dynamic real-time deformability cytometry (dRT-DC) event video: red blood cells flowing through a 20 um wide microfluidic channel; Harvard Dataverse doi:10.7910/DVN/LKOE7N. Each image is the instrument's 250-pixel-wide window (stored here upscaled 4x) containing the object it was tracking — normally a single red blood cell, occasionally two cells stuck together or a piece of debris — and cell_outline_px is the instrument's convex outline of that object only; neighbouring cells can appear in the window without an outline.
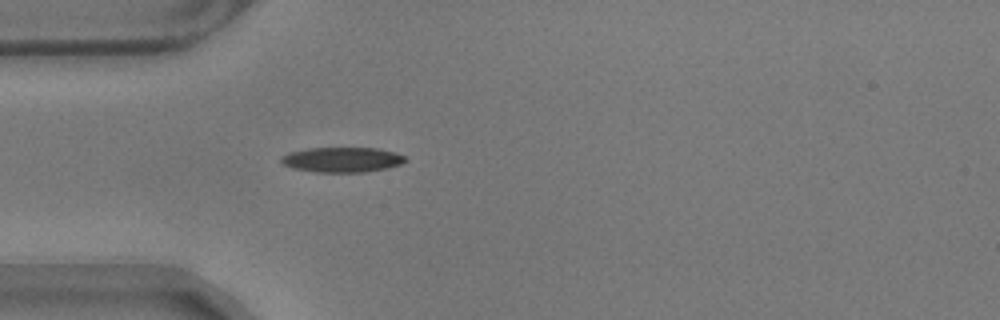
{"species": "common noctule bat (a hibernating species)", "species_latin": "Nyctalus noctula", "temperature_condition": "warm", "stored_images_in_passage": 42, "camera_frame_rate_fps": 3000, "um_per_image_px": 0.085, "animal": {"sex": "male", "body_mass_g": 17.9}, "frame": {"image": 1, "passage_image": 1, "time_ms": 0.0, "image_size_px": [1000, 320], "cell_outline_px": [[408, 160], [400, 164], [388, 168], [364, 172], [316, 172], [292, 168], [284, 164], [280, 160], [280, 156], [288, 152], [308, 148], [376, 148], [396, 152], [404, 156]], "centroid_in_image_um": [29.07, 13.57], "position_along_channel_um": 55.9, "area_um2": 18.21}}
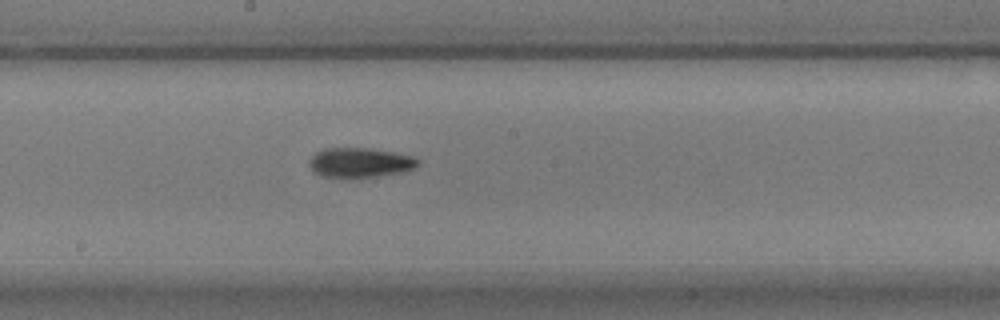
{"frame": {"image": 2, "passage_image": 15, "time_ms": 4.667, "image_size_px": [1000, 320], "cell_outline_px": [[420, 164], [416, 168], [404, 172], [348, 180], [320, 176], [312, 172], [308, 164], [308, 160], [316, 152], [324, 148], [372, 148], [396, 152], [412, 156], [420, 160]], "centroid_in_image_um": [30.58, 13.85], "position_along_channel_um": 217.6, "area_um2": 19.71}}
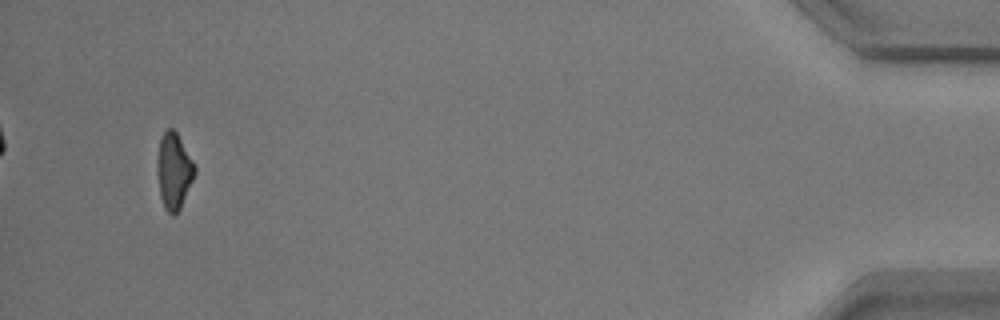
{"frame": {"image": 3, "passage_image": 39, "time_ms": 12.667, "image_size_px": [1000, 320], "cell_outline_px": [[196, 172], [180, 208], [176, 216], [172, 216], [164, 208], [160, 196], [156, 164], [156, 160], [160, 136], [168, 128], [172, 128], [176, 132], [196, 164]], "centroid_in_image_um": [14.77, 14.53], "position_along_channel_um": 420.4, "area_um2": 16.88}, "authors_computed_cell_mechanics": {"area_um2": 17.8024, "velocity_mm_per_s": 3.5334, "shape_relaxation_time_tau1_ms": 5.1644, "shape_relaxation_time_tau2_ms": 4.1667, "deformation_change_tau1": 0.1655, "deformation_change_tau2": 0.116}}